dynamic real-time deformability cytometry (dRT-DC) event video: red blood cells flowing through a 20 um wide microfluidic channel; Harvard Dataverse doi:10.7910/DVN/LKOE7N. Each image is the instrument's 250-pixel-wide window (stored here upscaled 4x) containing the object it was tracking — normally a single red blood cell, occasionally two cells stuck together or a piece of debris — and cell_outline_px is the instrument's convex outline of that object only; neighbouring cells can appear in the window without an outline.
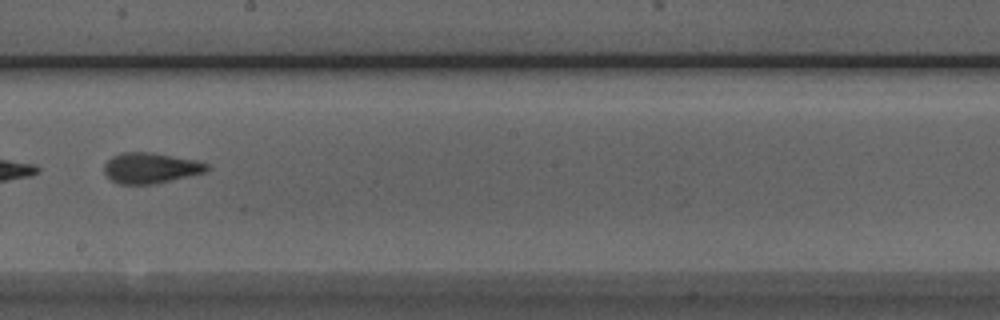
{"species": "Egyptian fruit bat (a non-hibernating species)", "species_latin": "Rousettus aegyptiacus", "temperature_condition": "room temperature", "stored_images_in_passage": 8, "camera_frame_rate_fps": 3000, "um_per_image_px": 0.085, "animal": {"sex": "male"}, "frame": {"image": 1, "passage_image": 8, "time_ms": 2.333, "image_size_px": [1000, 320], "cell_outline_px": [[208, 172], [156, 184], [116, 184], [104, 172], [104, 164], [112, 156], [120, 152], [152, 152], [196, 160], [208, 164]], "centroid_in_image_um": [12.81, 14.28], "position_along_channel_um": 235.4, "area_um2": 18.55}}